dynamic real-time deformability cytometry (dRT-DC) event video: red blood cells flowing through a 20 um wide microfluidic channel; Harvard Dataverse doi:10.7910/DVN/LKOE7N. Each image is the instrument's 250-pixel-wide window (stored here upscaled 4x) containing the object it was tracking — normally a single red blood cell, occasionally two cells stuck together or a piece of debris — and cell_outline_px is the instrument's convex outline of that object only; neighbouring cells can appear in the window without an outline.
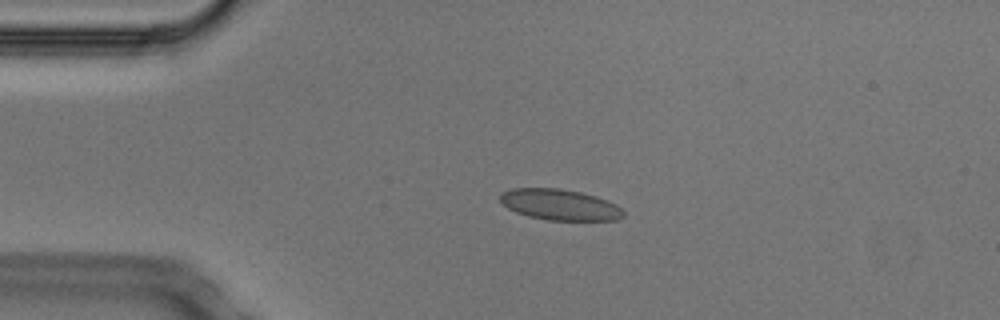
{"species": "Egyptian fruit bat (a non-hibernating species)", "species_latin": "Rousettus aegyptiacus", "temperature_condition": "cold", "stored_images_in_passage": 42, "camera_frame_rate_fps": 3000, "um_per_image_px": 0.085, "animal": {"sex": "male"}, "frame": {"image": 1, "passage_image": 1, "time_ms": 0.0, "image_size_px": [1000, 320], "cell_outline_px": [[624, 216], [616, 220], [548, 220], [528, 216], [516, 212], [508, 208], [500, 200], [500, 196], [504, 192], [512, 188], [560, 188], [580, 192], [596, 196], [608, 200], [616, 204], [624, 212]], "centroid_in_image_um": [47.61, 17.4], "position_along_channel_um": 37.4, "area_um2": 22.14}}
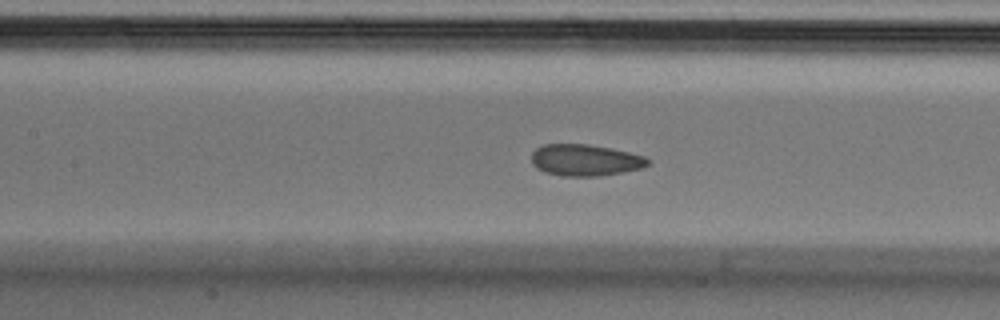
{"frame": {"image": 2, "passage_image": 13, "time_ms": 4.0, "image_size_px": [1000, 320], "cell_outline_px": [[652, 160], [644, 168], [624, 172], [596, 176], [560, 176], [544, 172], [536, 168], [532, 164], [532, 152], [536, 148], [544, 144], [588, 144], [612, 148], [644, 156]], "centroid_in_image_um": [49.75, 13.61], "position_along_channel_um": 157.7, "area_um2": 21.62}}
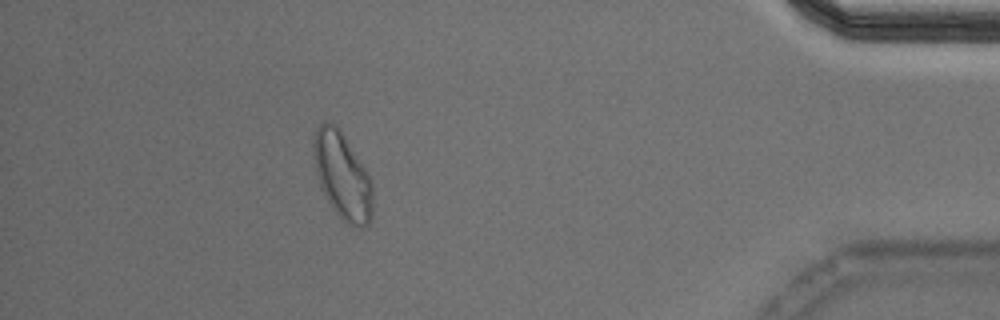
{"frame": {"image": 3, "passage_image": 37, "time_ms": 12.0, "image_size_px": [1000, 320], "cell_outline_px": [[372, 220], [364, 228], [356, 228], [348, 224], [332, 208], [320, 188], [316, 172], [312, 152], [312, 140], [316, 128], [324, 120], [336, 124], [340, 128], [364, 168], [372, 184]], "centroid_in_image_um": [29.07, 14.93], "position_along_channel_um": 406.1, "area_um2": 30.11}, "authors_computed_cell_mechanics": {"area_um2": 22.1952, "velocity_mm_per_s": 3.7315, "shape_relaxation_time_tau1_ms": 5.4477, "shape_relaxation_time_tau2_ms": 0.7974, "deformation_change_tau1": 0.1169, "deformation_change_tau2": 0.0507}}